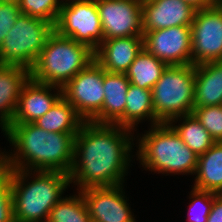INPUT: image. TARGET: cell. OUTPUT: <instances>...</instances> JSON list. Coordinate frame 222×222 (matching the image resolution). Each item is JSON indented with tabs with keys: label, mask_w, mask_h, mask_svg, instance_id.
Segmentation results:
<instances>
[{
	"label": "cell",
	"mask_w": 222,
	"mask_h": 222,
	"mask_svg": "<svg viewBox=\"0 0 222 222\" xmlns=\"http://www.w3.org/2000/svg\"><path fill=\"white\" fill-rule=\"evenodd\" d=\"M133 134L116 124L84 121L74 140L71 184L77 185L78 191L123 184L131 166Z\"/></svg>",
	"instance_id": "6da1fadb"
},
{
	"label": "cell",
	"mask_w": 222,
	"mask_h": 222,
	"mask_svg": "<svg viewBox=\"0 0 222 222\" xmlns=\"http://www.w3.org/2000/svg\"><path fill=\"white\" fill-rule=\"evenodd\" d=\"M3 132L14 148L13 153L0 150L7 168L70 173L77 133L48 132L34 123L10 124Z\"/></svg>",
	"instance_id": "7a4b0ae2"
},
{
	"label": "cell",
	"mask_w": 222,
	"mask_h": 222,
	"mask_svg": "<svg viewBox=\"0 0 222 222\" xmlns=\"http://www.w3.org/2000/svg\"><path fill=\"white\" fill-rule=\"evenodd\" d=\"M70 184L65 172L11 169L15 222L47 221L49 212Z\"/></svg>",
	"instance_id": "3957f363"
},
{
	"label": "cell",
	"mask_w": 222,
	"mask_h": 222,
	"mask_svg": "<svg viewBox=\"0 0 222 222\" xmlns=\"http://www.w3.org/2000/svg\"><path fill=\"white\" fill-rule=\"evenodd\" d=\"M141 136L137 135V160L140 165L157 174H191L197 169L198 155L180 138L168 123L150 126ZM140 137V138H139Z\"/></svg>",
	"instance_id": "277c9868"
},
{
	"label": "cell",
	"mask_w": 222,
	"mask_h": 222,
	"mask_svg": "<svg viewBox=\"0 0 222 222\" xmlns=\"http://www.w3.org/2000/svg\"><path fill=\"white\" fill-rule=\"evenodd\" d=\"M94 60V51L88 46L63 37L54 30L30 69V78L63 88Z\"/></svg>",
	"instance_id": "5b68a950"
},
{
	"label": "cell",
	"mask_w": 222,
	"mask_h": 222,
	"mask_svg": "<svg viewBox=\"0 0 222 222\" xmlns=\"http://www.w3.org/2000/svg\"><path fill=\"white\" fill-rule=\"evenodd\" d=\"M155 117L161 123L190 115L194 109L195 66L167 65L152 88Z\"/></svg>",
	"instance_id": "8992f818"
},
{
	"label": "cell",
	"mask_w": 222,
	"mask_h": 222,
	"mask_svg": "<svg viewBox=\"0 0 222 222\" xmlns=\"http://www.w3.org/2000/svg\"><path fill=\"white\" fill-rule=\"evenodd\" d=\"M54 26L40 18L20 14L0 45V65L31 69Z\"/></svg>",
	"instance_id": "52a82bcc"
},
{
	"label": "cell",
	"mask_w": 222,
	"mask_h": 222,
	"mask_svg": "<svg viewBox=\"0 0 222 222\" xmlns=\"http://www.w3.org/2000/svg\"><path fill=\"white\" fill-rule=\"evenodd\" d=\"M54 30L59 35L72 38L95 52L104 40L97 2L63 1Z\"/></svg>",
	"instance_id": "ba28073f"
},
{
	"label": "cell",
	"mask_w": 222,
	"mask_h": 222,
	"mask_svg": "<svg viewBox=\"0 0 222 222\" xmlns=\"http://www.w3.org/2000/svg\"><path fill=\"white\" fill-rule=\"evenodd\" d=\"M104 73L103 67L94 60L62 88V96L84 121H90L102 109Z\"/></svg>",
	"instance_id": "9c48e42d"
},
{
	"label": "cell",
	"mask_w": 222,
	"mask_h": 222,
	"mask_svg": "<svg viewBox=\"0 0 222 222\" xmlns=\"http://www.w3.org/2000/svg\"><path fill=\"white\" fill-rule=\"evenodd\" d=\"M190 27L192 65L222 61V6L196 10Z\"/></svg>",
	"instance_id": "30bf717a"
},
{
	"label": "cell",
	"mask_w": 222,
	"mask_h": 222,
	"mask_svg": "<svg viewBox=\"0 0 222 222\" xmlns=\"http://www.w3.org/2000/svg\"><path fill=\"white\" fill-rule=\"evenodd\" d=\"M105 39L143 35L140 0H95Z\"/></svg>",
	"instance_id": "8fae6325"
},
{
	"label": "cell",
	"mask_w": 222,
	"mask_h": 222,
	"mask_svg": "<svg viewBox=\"0 0 222 222\" xmlns=\"http://www.w3.org/2000/svg\"><path fill=\"white\" fill-rule=\"evenodd\" d=\"M191 27L173 26L143 34V47L167 65L192 64Z\"/></svg>",
	"instance_id": "7c38bea8"
},
{
	"label": "cell",
	"mask_w": 222,
	"mask_h": 222,
	"mask_svg": "<svg viewBox=\"0 0 222 222\" xmlns=\"http://www.w3.org/2000/svg\"><path fill=\"white\" fill-rule=\"evenodd\" d=\"M123 185L89 187L80 191L92 222H136Z\"/></svg>",
	"instance_id": "4fadbf2b"
},
{
	"label": "cell",
	"mask_w": 222,
	"mask_h": 222,
	"mask_svg": "<svg viewBox=\"0 0 222 222\" xmlns=\"http://www.w3.org/2000/svg\"><path fill=\"white\" fill-rule=\"evenodd\" d=\"M196 9L184 0H146L142 2V31L173 26H191Z\"/></svg>",
	"instance_id": "5bb4252c"
},
{
	"label": "cell",
	"mask_w": 222,
	"mask_h": 222,
	"mask_svg": "<svg viewBox=\"0 0 222 222\" xmlns=\"http://www.w3.org/2000/svg\"><path fill=\"white\" fill-rule=\"evenodd\" d=\"M61 97V87L39 83L29 78L21 89L17 109L10 124L34 123Z\"/></svg>",
	"instance_id": "9a60e30c"
},
{
	"label": "cell",
	"mask_w": 222,
	"mask_h": 222,
	"mask_svg": "<svg viewBox=\"0 0 222 222\" xmlns=\"http://www.w3.org/2000/svg\"><path fill=\"white\" fill-rule=\"evenodd\" d=\"M143 35L105 39L94 52L105 71L125 74L143 50Z\"/></svg>",
	"instance_id": "2e32d148"
},
{
	"label": "cell",
	"mask_w": 222,
	"mask_h": 222,
	"mask_svg": "<svg viewBox=\"0 0 222 222\" xmlns=\"http://www.w3.org/2000/svg\"><path fill=\"white\" fill-rule=\"evenodd\" d=\"M30 70L17 65H0V127L4 131L13 120L23 85Z\"/></svg>",
	"instance_id": "e0dca14e"
},
{
	"label": "cell",
	"mask_w": 222,
	"mask_h": 222,
	"mask_svg": "<svg viewBox=\"0 0 222 222\" xmlns=\"http://www.w3.org/2000/svg\"><path fill=\"white\" fill-rule=\"evenodd\" d=\"M129 86L130 81L126 74L105 71L103 106L90 121L98 124H115L124 115Z\"/></svg>",
	"instance_id": "ac0fdd59"
},
{
	"label": "cell",
	"mask_w": 222,
	"mask_h": 222,
	"mask_svg": "<svg viewBox=\"0 0 222 222\" xmlns=\"http://www.w3.org/2000/svg\"><path fill=\"white\" fill-rule=\"evenodd\" d=\"M222 105V61L195 66L194 108Z\"/></svg>",
	"instance_id": "d6986e66"
},
{
	"label": "cell",
	"mask_w": 222,
	"mask_h": 222,
	"mask_svg": "<svg viewBox=\"0 0 222 222\" xmlns=\"http://www.w3.org/2000/svg\"><path fill=\"white\" fill-rule=\"evenodd\" d=\"M124 115L115 123L118 126L135 130L139 123L147 118L151 126L161 122L155 117L152 104V91L142 89L130 83L126 95Z\"/></svg>",
	"instance_id": "ffe728a7"
},
{
	"label": "cell",
	"mask_w": 222,
	"mask_h": 222,
	"mask_svg": "<svg viewBox=\"0 0 222 222\" xmlns=\"http://www.w3.org/2000/svg\"><path fill=\"white\" fill-rule=\"evenodd\" d=\"M193 188L222 194V141L198 156Z\"/></svg>",
	"instance_id": "44dd1931"
},
{
	"label": "cell",
	"mask_w": 222,
	"mask_h": 222,
	"mask_svg": "<svg viewBox=\"0 0 222 222\" xmlns=\"http://www.w3.org/2000/svg\"><path fill=\"white\" fill-rule=\"evenodd\" d=\"M84 120L74 107L62 96L51 109L34 124L48 132L78 133Z\"/></svg>",
	"instance_id": "7402d4cb"
},
{
	"label": "cell",
	"mask_w": 222,
	"mask_h": 222,
	"mask_svg": "<svg viewBox=\"0 0 222 222\" xmlns=\"http://www.w3.org/2000/svg\"><path fill=\"white\" fill-rule=\"evenodd\" d=\"M178 120L180 124L175 125V122L177 124ZM168 124L176 131L181 140L198 156L204 154L215 143L210 133L193 114L175 117L171 119Z\"/></svg>",
	"instance_id": "603a6c76"
},
{
	"label": "cell",
	"mask_w": 222,
	"mask_h": 222,
	"mask_svg": "<svg viewBox=\"0 0 222 222\" xmlns=\"http://www.w3.org/2000/svg\"><path fill=\"white\" fill-rule=\"evenodd\" d=\"M166 67L165 62L143 48L125 74L131 84L152 90Z\"/></svg>",
	"instance_id": "cb8c5ba5"
},
{
	"label": "cell",
	"mask_w": 222,
	"mask_h": 222,
	"mask_svg": "<svg viewBox=\"0 0 222 222\" xmlns=\"http://www.w3.org/2000/svg\"><path fill=\"white\" fill-rule=\"evenodd\" d=\"M78 195L63 197L49 212L48 222H92L85 199Z\"/></svg>",
	"instance_id": "d4e9b609"
},
{
	"label": "cell",
	"mask_w": 222,
	"mask_h": 222,
	"mask_svg": "<svg viewBox=\"0 0 222 222\" xmlns=\"http://www.w3.org/2000/svg\"><path fill=\"white\" fill-rule=\"evenodd\" d=\"M63 0H19L21 14L40 18L55 26Z\"/></svg>",
	"instance_id": "484cf974"
},
{
	"label": "cell",
	"mask_w": 222,
	"mask_h": 222,
	"mask_svg": "<svg viewBox=\"0 0 222 222\" xmlns=\"http://www.w3.org/2000/svg\"><path fill=\"white\" fill-rule=\"evenodd\" d=\"M192 114L210 133L215 142L222 141V105L196 107Z\"/></svg>",
	"instance_id": "4316f807"
},
{
	"label": "cell",
	"mask_w": 222,
	"mask_h": 222,
	"mask_svg": "<svg viewBox=\"0 0 222 222\" xmlns=\"http://www.w3.org/2000/svg\"><path fill=\"white\" fill-rule=\"evenodd\" d=\"M187 222H207L213 204V193L192 188Z\"/></svg>",
	"instance_id": "83f0119b"
},
{
	"label": "cell",
	"mask_w": 222,
	"mask_h": 222,
	"mask_svg": "<svg viewBox=\"0 0 222 222\" xmlns=\"http://www.w3.org/2000/svg\"><path fill=\"white\" fill-rule=\"evenodd\" d=\"M0 222H15L11 192V169L0 162Z\"/></svg>",
	"instance_id": "f1b7e54d"
},
{
	"label": "cell",
	"mask_w": 222,
	"mask_h": 222,
	"mask_svg": "<svg viewBox=\"0 0 222 222\" xmlns=\"http://www.w3.org/2000/svg\"><path fill=\"white\" fill-rule=\"evenodd\" d=\"M20 14L18 4L0 2V45Z\"/></svg>",
	"instance_id": "f546056e"
},
{
	"label": "cell",
	"mask_w": 222,
	"mask_h": 222,
	"mask_svg": "<svg viewBox=\"0 0 222 222\" xmlns=\"http://www.w3.org/2000/svg\"><path fill=\"white\" fill-rule=\"evenodd\" d=\"M207 222H222V194L213 193V204Z\"/></svg>",
	"instance_id": "4dcf8cb0"
},
{
	"label": "cell",
	"mask_w": 222,
	"mask_h": 222,
	"mask_svg": "<svg viewBox=\"0 0 222 222\" xmlns=\"http://www.w3.org/2000/svg\"><path fill=\"white\" fill-rule=\"evenodd\" d=\"M196 10L207 9L219 4L216 0H184Z\"/></svg>",
	"instance_id": "1f68e13d"
},
{
	"label": "cell",
	"mask_w": 222,
	"mask_h": 222,
	"mask_svg": "<svg viewBox=\"0 0 222 222\" xmlns=\"http://www.w3.org/2000/svg\"><path fill=\"white\" fill-rule=\"evenodd\" d=\"M1 3H15L18 4L19 0H0Z\"/></svg>",
	"instance_id": "d6a6232c"
}]
</instances>
